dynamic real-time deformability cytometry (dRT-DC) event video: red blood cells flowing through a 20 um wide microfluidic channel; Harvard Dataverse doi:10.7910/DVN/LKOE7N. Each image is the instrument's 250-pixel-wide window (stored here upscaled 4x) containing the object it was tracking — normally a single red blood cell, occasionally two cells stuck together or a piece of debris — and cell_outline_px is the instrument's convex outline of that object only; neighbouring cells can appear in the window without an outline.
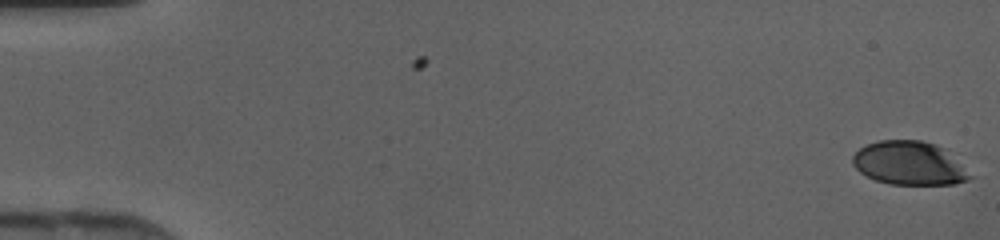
{"species": "human", "species_latin": "Homo sapiens", "temperature_condition": "cold", "stored_images_in_passage": 47, "camera_frame_rate_fps": 3000, "um_per_image_px": 0.085, "donor": {"sex": "female"}, "frame": {"image": 1, "passage_image": 1, "time_ms": 0.0, "image_size_px": [1000, 240], "cell_outline_px": [[976, 176], [968, 180], [956, 184], [888, 184], [876, 180], [860, 172], [852, 164], [852, 156], [860, 148], [868, 144], [880, 140], [920, 140], [936, 144], [944, 148]], "centroid_in_image_um": [77.34, 13.88], "position_along_channel_um": 7.7, "area_um2": 30.0}}
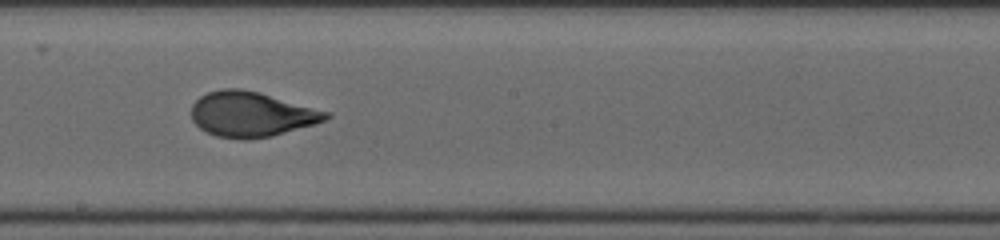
{"frame": {"image": 2, "passage_image": 27, "time_ms": 8.667, "image_size_px": [1000, 240], "cell_outline_px": [[332, 116], [324, 120], [312, 124], [272, 136], [244, 140], [216, 136], [200, 128], [192, 120], [192, 104], [200, 96], [208, 92], [220, 88], [240, 88], [260, 92], [332, 112]], "centroid_in_image_um": [21.37, 9.69], "position_along_channel_um": 226.8, "area_um2": 35.43}}
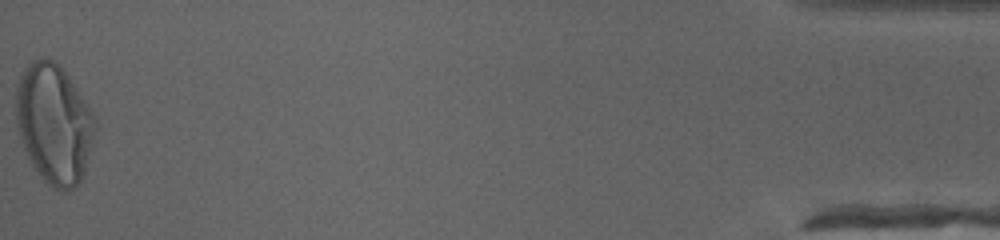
{"frame": {"image": 3, "passage_image": 47, "time_ms": 15.333, "image_size_px": [1000, 240], "cell_outline_px": [[96, 128], [84, 176], [68, 192], [56, 188], [48, 184], [44, 180], [32, 164], [24, 148], [16, 124], [16, 88], [20, 76], [24, 68], [32, 60], [44, 56], [52, 60], [68, 76], [84, 100], [96, 120]], "centroid_in_image_um": [4.58, 10.51], "position_along_channel_um": 430.6, "area_um2": 54.62}}